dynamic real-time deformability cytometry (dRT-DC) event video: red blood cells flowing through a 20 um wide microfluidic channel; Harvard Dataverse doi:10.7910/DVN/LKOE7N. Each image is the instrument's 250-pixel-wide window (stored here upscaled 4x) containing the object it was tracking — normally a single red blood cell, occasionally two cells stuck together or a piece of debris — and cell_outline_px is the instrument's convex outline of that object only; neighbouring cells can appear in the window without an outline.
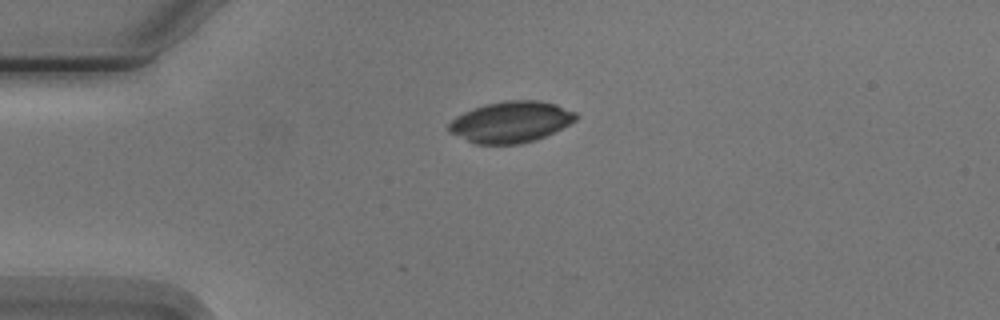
{"species": "Egyptian fruit bat (a non-hibernating species)", "species_latin": "Rousettus aegyptiacus", "temperature_condition": "cold", "stored_images_in_passage": 6, "camera_frame_rate_fps": 3000, "um_per_image_px": 0.085, "animal": {"sex": "male"}, "frame": {"image": 1, "passage_image": 1, "time_ms": 0.0, "image_size_px": [1000, 320], "cell_outline_px": [[580, 116], [576, 120], [536, 140], [520, 144], [476, 144], [448, 132], [448, 124], [456, 116], [464, 112], [488, 104], [508, 100], [536, 100], [556, 104], [576, 112]], "centroid_in_image_um": [43.43, 10.37], "position_along_channel_um": 41.6, "area_um2": 30.23}}
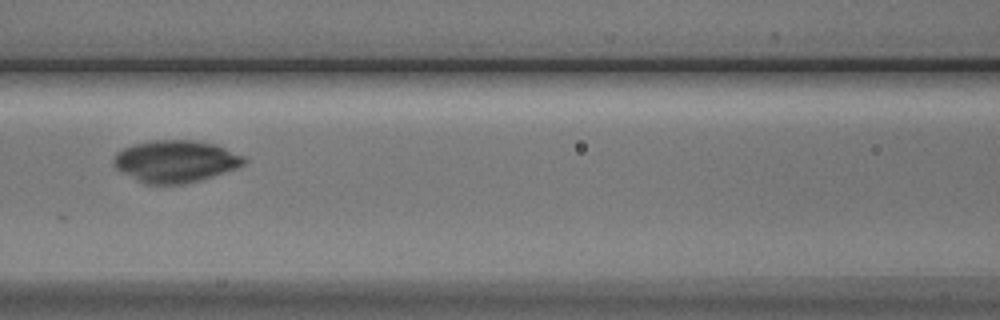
{"frame": {"image": 2, "passage_image": 4, "time_ms": 3.667, "image_size_px": [1000, 320], "cell_outline_px": [[248, 160], [244, 164], [236, 168], [200, 180], [184, 184], [148, 184], [116, 168], [112, 164], [112, 160], [116, 152], [124, 148], [136, 144], [152, 140], [192, 140], [216, 144], [244, 156]], "centroid_in_image_um": [14.94, 13.7], "position_along_channel_um": 151.7, "area_um2": 31.67}}
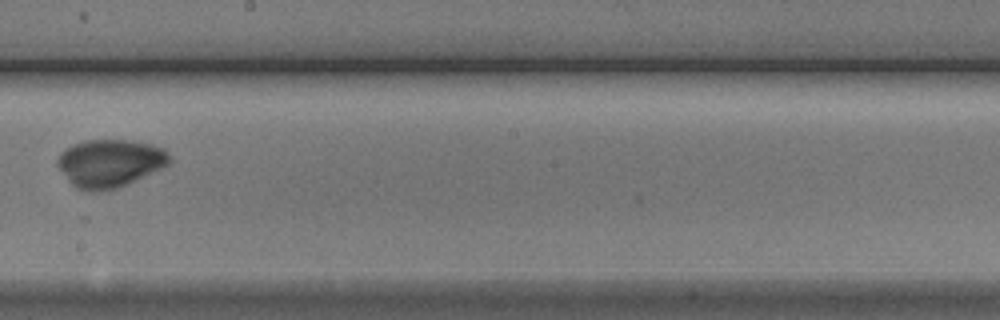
{"frame": {"image": 3, "passage_image": 6, "time_ms": 6.0, "image_size_px": [1000, 320], "cell_outline_px": [[172, 160], [168, 164], [128, 184], [116, 188], [96, 192], [92, 192], [76, 188], [68, 180], [56, 164], [56, 160], [60, 152], [72, 144], [84, 140], [128, 140], [152, 144], [164, 148], [172, 156]], "centroid_in_image_um": [9.33, 13.86], "position_along_channel_um": 238.9, "area_um2": 31.39}}